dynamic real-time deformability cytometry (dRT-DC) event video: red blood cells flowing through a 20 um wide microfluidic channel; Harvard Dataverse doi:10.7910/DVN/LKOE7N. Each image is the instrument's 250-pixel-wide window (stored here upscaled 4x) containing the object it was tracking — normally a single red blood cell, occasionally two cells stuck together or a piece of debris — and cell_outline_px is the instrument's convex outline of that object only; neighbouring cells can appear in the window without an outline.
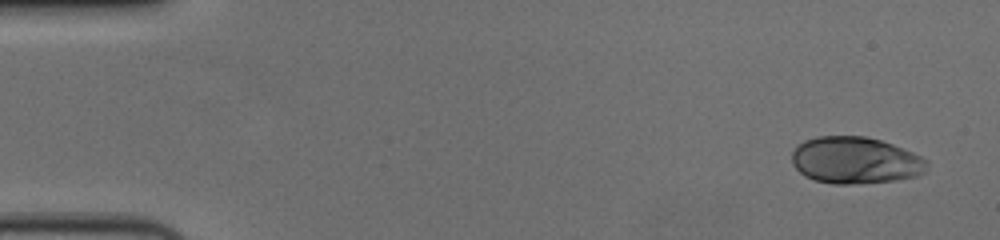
{"species": "human", "species_latin": "Homo sapiens", "temperature_condition": "cold", "stored_images_in_passage": 55, "camera_frame_rate_fps": 3000, "um_per_image_px": 0.085, "donor": {"sex": "female"}, "frame": {"image": 1, "passage_image": 1, "time_ms": 0.0, "image_size_px": [1000, 240], "cell_outline_px": [[928, 164], [924, 172], [916, 176], [892, 180], [852, 184], [832, 184], [816, 180], [804, 176], [792, 164], [792, 152], [804, 140], [816, 136], [864, 136], [880, 140], [892, 144], [912, 152], [928, 160]], "centroid_in_image_um": [72.68, 13.62], "position_along_channel_um": 12.3, "area_um2": 36.7}}
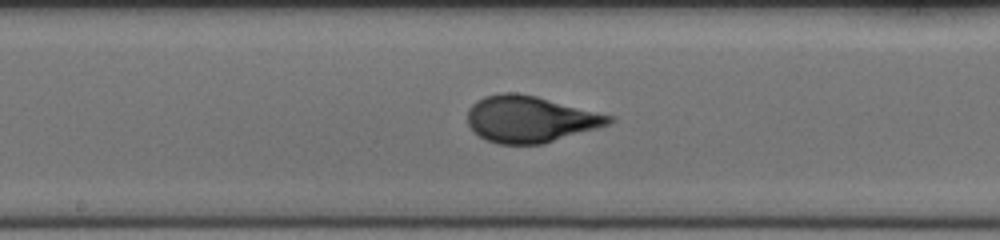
{"frame": {"image": 2, "passage_image": 28, "time_ms": 9.0, "image_size_px": [1000, 240], "cell_outline_px": [[616, 120], [612, 124], [544, 144], [496, 144], [484, 140], [468, 124], [468, 108], [476, 100], [484, 96], [500, 92], [516, 92], [536, 96], [612, 116]], "centroid_in_image_um": [45.06, 10.13], "position_along_channel_um": 203.1, "area_um2": 38.49}}
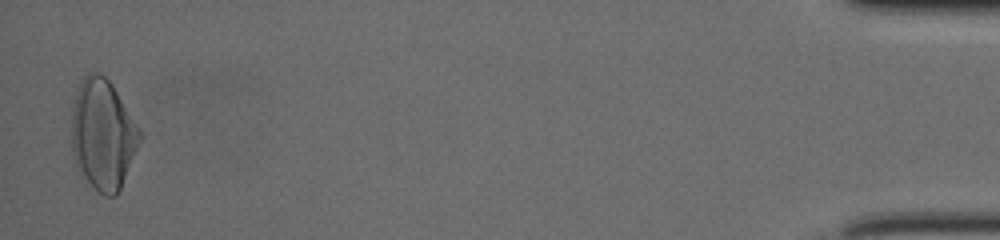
{"frame": {"image": 3, "passage_image": 54, "time_ms": 17.667, "image_size_px": [1000, 240], "cell_outline_px": [[144, 136], [120, 188], [116, 196], [104, 196], [96, 192], [76, 168], [72, 156], [72, 108], [76, 88], [84, 76], [88, 72], [96, 72], [104, 76], [112, 84], [140, 128]], "centroid_in_image_um": [8.74, 11.45], "position_along_channel_um": 426.5, "area_um2": 44.51}, "authors_computed_cell_mechanics": {"area_um2": 37.57, "velocity_mm_per_s": 3.6237, "shape_relaxation_time_tau1_ms": 5.6571, "shape_relaxation_time_tau2_ms": null, "deformation_change_tau1": 0.2094, "deformation_change_tau2": null}}